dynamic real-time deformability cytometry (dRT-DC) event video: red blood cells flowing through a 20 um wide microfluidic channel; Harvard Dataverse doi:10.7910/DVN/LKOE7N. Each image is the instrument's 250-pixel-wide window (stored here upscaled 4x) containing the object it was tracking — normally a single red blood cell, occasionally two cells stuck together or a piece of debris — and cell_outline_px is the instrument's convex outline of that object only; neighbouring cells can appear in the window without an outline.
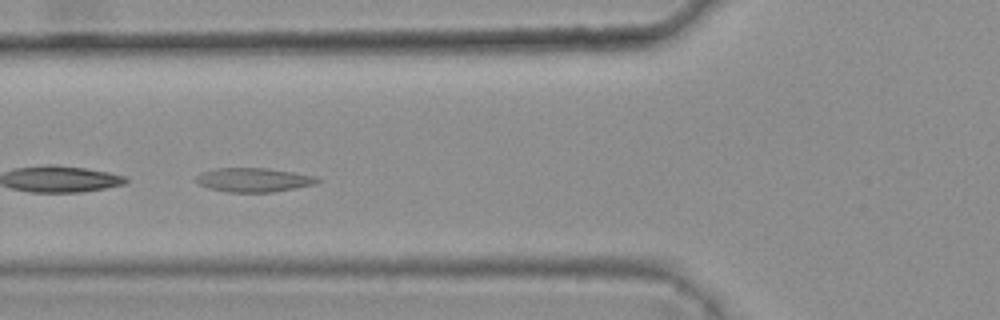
{"species": "common noctule bat (a hibernating species)", "species_latin": "Nyctalus noctula", "temperature_condition": "warm", "stored_images_in_passage": 43, "camera_frame_rate_fps": 3000, "um_per_image_px": 0.085, "animal": {"sex": "female", "body_mass_g": 25.1}, "frame": {"image": 1, "passage_image": 19, "time_ms": 6.0, "image_size_px": [1000, 320], "cell_outline_px": [[320, 180], [316, 184], [296, 188], [272, 192], [224, 192], [208, 188], [200, 184], [196, 180], [196, 176], [200, 172], [216, 168], [268, 168], [316, 176]], "centroid_in_image_um": [21.55, 15.29], "position_along_channel_um": 104.3, "area_um2": 17.05}, "authors_computed_cell_mechanics": {"area_um2": 18.1492, "velocity_mm_per_s": 3.765, "shape_relaxation_time_tau1_ms": 3.0061, "shape_relaxation_time_tau2_ms": 1.4507, "deformation_change_tau1": 0.1093, "deformation_change_tau2": 0.058}}